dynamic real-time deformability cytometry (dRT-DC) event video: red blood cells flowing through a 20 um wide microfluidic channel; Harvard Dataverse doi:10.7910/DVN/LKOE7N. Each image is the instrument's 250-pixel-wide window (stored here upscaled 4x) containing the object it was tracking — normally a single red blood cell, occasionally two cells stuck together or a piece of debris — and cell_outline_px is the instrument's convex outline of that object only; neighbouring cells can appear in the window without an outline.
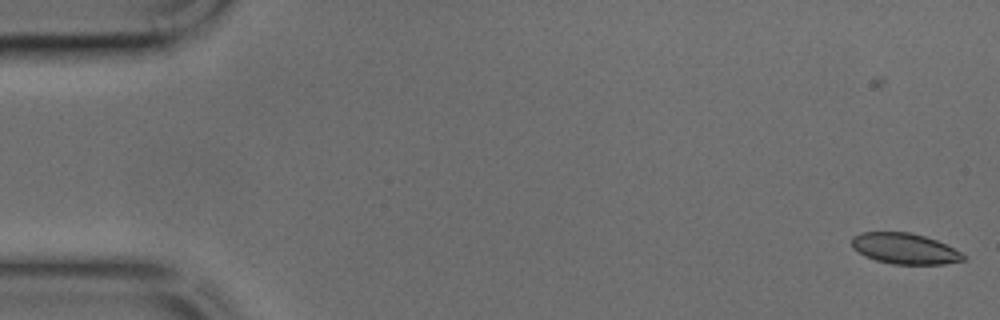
{"species": "common noctule bat (a hibernating species)", "species_latin": "Nyctalus noctula", "temperature_condition": "cold", "stored_images_in_passage": 48, "camera_frame_rate_fps": 3000, "um_per_image_px": 0.085, "animal": {"sex": "male", "body_mass_g": 17.9, "forearm_length_mm": 54.2}, "frame": {"image": 1, "passage_image": 4, "time_ms": 1.0, "image_size_px": [1000, 320], "cell_outline_px": [[964, 260], [944, 264], [892, 264], [876, 260], [864, 256], [852, 248], [852, 236], [860, 232], [908, 232], [924, 236], [936, 240], [960, 252], [964, 256]], "centroid_in_image_um": [76.84, 21.13], "position_along_channel_um": 8.2, "area_um2": 19.88}}
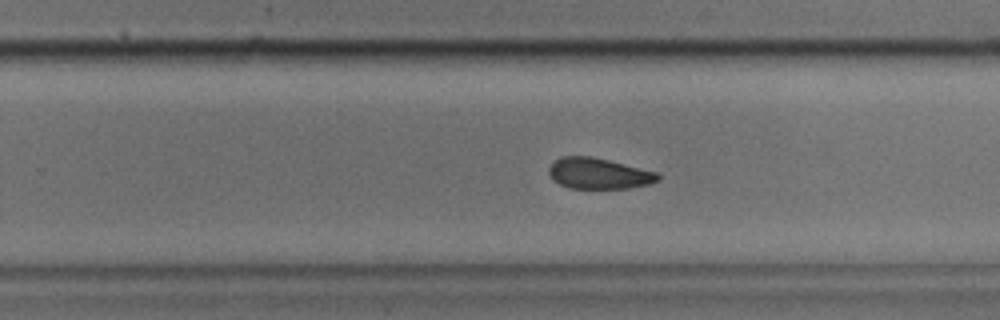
{"frame": {"image": 2, "passage_image": 31, "time_ms": 10.0, "image_size_px": [1000, 320], "cell_outline_px": [[660, 180], [648, 184], [628, 188], [568, 188], [552, 180], [548, 172], [548, 168], [560, 156], [592, 156], [656, 172], [660, 176]], "centroid_in_image_um": [50.86, 14.75], "position_along_channel_um": 278.9, "area_um2": 19.54}}
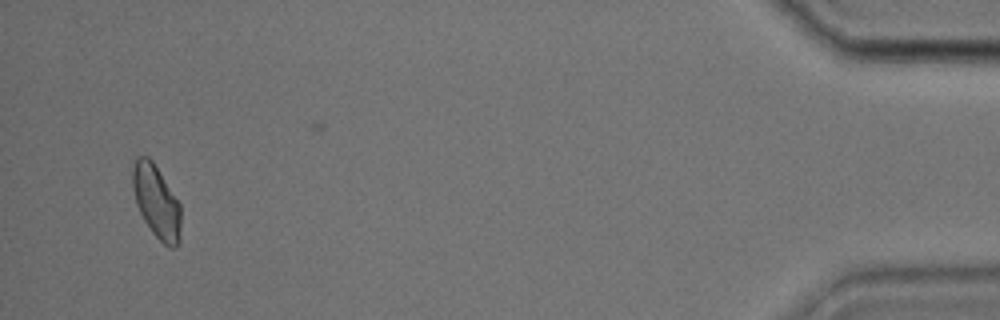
{"frame": {"image": 3, "passage_image": 46, "time_ms": 15.0, "image_size_px": [1000, 320], "cell_outline_px": [[180, 240], [176, 248], [172, 248], [164, 244], [152, 232], [144, 220], [136, 204], [132, 188], [132, 168], [136, 156], [148, 156], [152, 160], [180, 204]], "centroid_in_image_um": [13.28, 17.13], "position_along_channel_um": 421.9, "area_um2": 20.46}}